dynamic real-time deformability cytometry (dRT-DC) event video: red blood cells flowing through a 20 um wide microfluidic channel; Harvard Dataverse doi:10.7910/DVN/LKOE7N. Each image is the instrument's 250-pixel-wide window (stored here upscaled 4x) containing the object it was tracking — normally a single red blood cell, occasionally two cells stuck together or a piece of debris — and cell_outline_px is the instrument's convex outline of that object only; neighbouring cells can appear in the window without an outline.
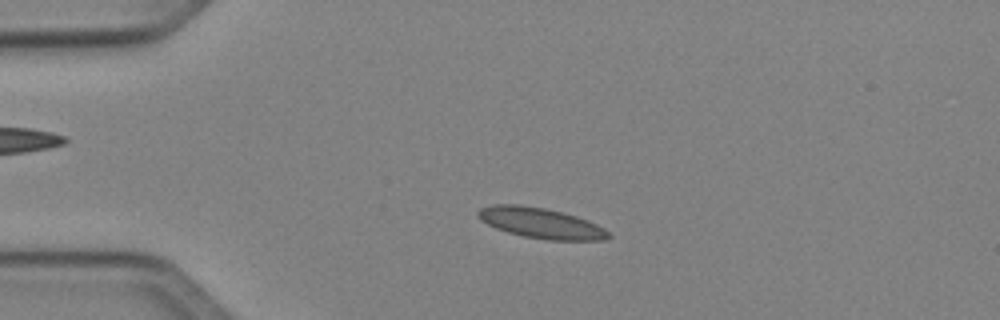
{"species": "Egyptian fruit bat (a non-hibernating species)", "species_latin": "Rousettus aegyptiacus", "temperature_condition": "cold", "stored_images_in_passage": 6, "camera_frame_rate_fps": 3000, "um_per_image_px": 0.085, "animal": {"sex": "female"}, "frame": {"image": 1, "passage_image": 3, "time_ms": 2.333, "image_size_px": [1000, 320], "cell_outline_px": [[612, 236], [604, 240], [548, 240], [524, 236], [508, 232], [496, 228], [480, 220], [476, 212], [480, 208], [492, 204], [520, 204], [544, 208], [564, 212], [588, 220], [604, 228]], "centroid_in_image_um": [45.96, 18.95], "position_along_channel_um": 39.0, "area_um2": 23.24}}
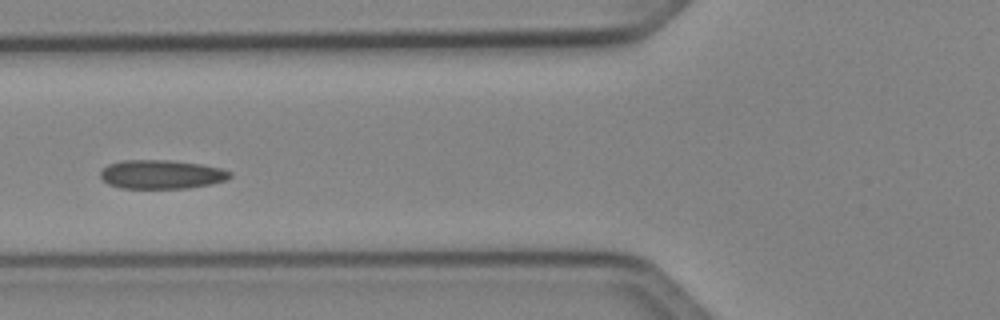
{"frame": {"image": 2, "passage_image": 5, "time_ms": 5.0, "image_size_px": [1000, 320], "cell_outline_px": [[232, 176], [228, 180], [212, 184], [188, 188], [120, 188], [108, 184], [100, 176], [100, 172], [108, 164], [124, 160], [172, 160], [200, 164], [220, 168], [232, 172]], "centroid_in_image_um": [13.75, 14.82], "position_along_channel_um": 112.0, "area_um2": 21.91}}
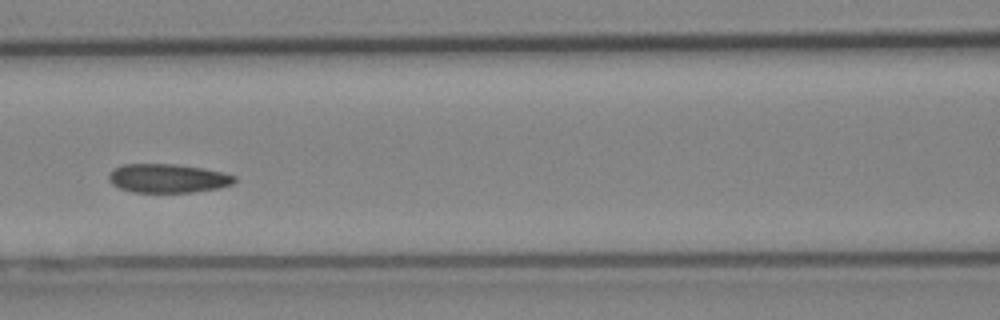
{"frame": {"image": 3, "passage_image": 6, "time_ms": 6.0, "image_size_px": [1000, 320], "cell_outline_px": [[236, 180], [232, 184], [220, 188], [192, 192], [132, 192], [120, 188], [112, 184], [108, 180], [108, 176], [112, 168], [124, 164], [176, 164], [204, 168], [224, 172], [236, 176]], "centroid_in_image_um": [14.26, 15.15], "position_along_channel_um": 152.3, "area_um2": 21.33}}